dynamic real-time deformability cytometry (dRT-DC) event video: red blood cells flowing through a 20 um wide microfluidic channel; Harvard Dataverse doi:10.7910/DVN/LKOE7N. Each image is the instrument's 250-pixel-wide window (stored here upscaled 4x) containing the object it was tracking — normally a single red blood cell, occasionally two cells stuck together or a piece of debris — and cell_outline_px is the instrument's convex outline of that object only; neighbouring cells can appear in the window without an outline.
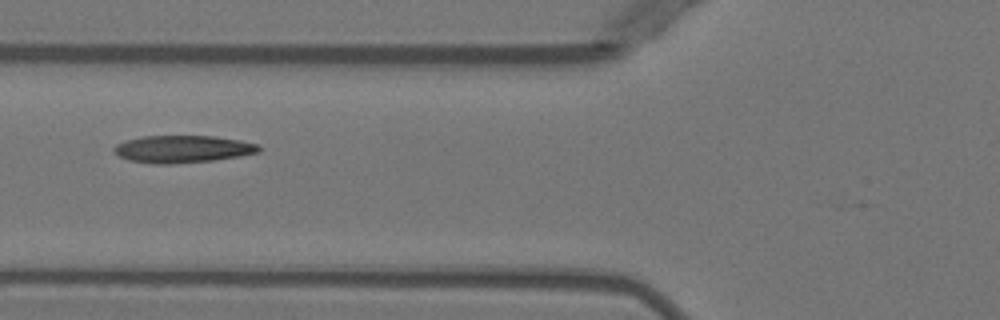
{"species": "Egyptian fruit bat (a non-hibernating species)", "species_latin": "Rousettus aegyptiacus", "temperature_condition": "warm", "stored_images_in_passage": 4, "camera_frame_rate_fps": 3000, "um_per_image_px": 0.085, "animal": {"sex": "female"}, "frame": {"image": 1, "passage_image": 4, "time_ms": 4.667, "image_size_px": [1000, 320], "cell_outline_px": [[260, 152], [212, 160], [168, 164], [156, 164], [128, 160], [112, 152], [112, 148], [116, 144], [124, 140], [144, 136], [216, 136], [240, 140], [260, 144]], "centroid_in_image_um": [15.49, 12.66], "position_along_channel_um": 110.3, "area_um2": 23.06}}